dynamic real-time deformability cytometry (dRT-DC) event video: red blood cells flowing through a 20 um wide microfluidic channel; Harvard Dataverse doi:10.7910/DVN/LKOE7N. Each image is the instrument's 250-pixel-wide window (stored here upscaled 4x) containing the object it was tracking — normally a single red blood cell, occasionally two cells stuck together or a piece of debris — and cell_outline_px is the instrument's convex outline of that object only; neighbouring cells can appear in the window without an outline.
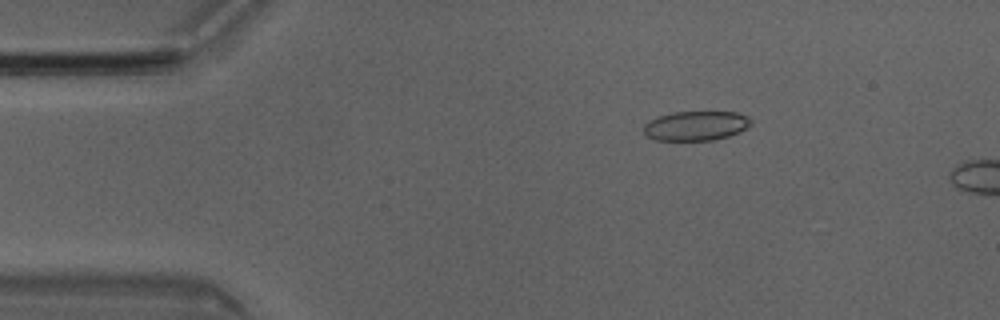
{"species": "Egyptian fruit bat (a non-hibernating species)", "species_latin": "Rousettus aegyptiacus", "temperature_condition": "room temperature", "stored_images_in_passage": 5, "camera_frame_rate_fps": 3000, "um_per_image_px": 0.085, "animal": {"sex": "male"}, "frame": {"image": 1, "passage_image": 3, "time_ms": 0.667, "image_size_px": [1000, 320], "cell_outline_px": [[752, 124], [740, 132], [728, 136], [712, 140], [656, 140], [644, 136], [644, 124], [648, 120], [656, 116], [672, 112], [736, 112], [748, 116], [752, 120]], "centroid_in_image_um": [59.13, 10.68], "position_along_channel_um": 25.9, "area_um2": 18.67}}